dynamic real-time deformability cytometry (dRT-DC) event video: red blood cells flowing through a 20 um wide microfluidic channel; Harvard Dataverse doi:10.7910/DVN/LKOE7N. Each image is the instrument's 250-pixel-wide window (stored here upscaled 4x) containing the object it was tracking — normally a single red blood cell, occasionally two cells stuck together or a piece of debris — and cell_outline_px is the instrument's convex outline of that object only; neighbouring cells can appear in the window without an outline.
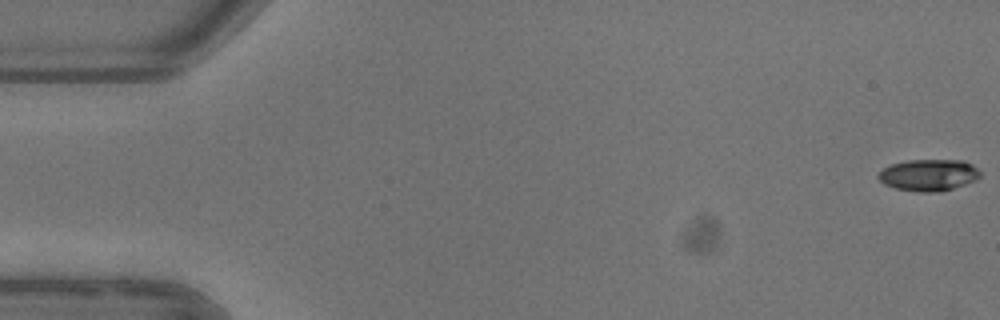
{"species": "common noctule bat (a hibernating species)", "species_latin": "Nyctalus noctula", "temperature_condition": "warm", "stored_images_in_passage": 5, "camera_frame_rate_fps": 3000, "um_per_image_px": 0.085, "animal": {"sex": "female"}, "frame": {"image": 1, "passage_image": 1, "time_ms": 0.0, "image_size_px": [1000, 320], "cell_outline_px": [[980, 176], [976, 180], [940, 192], [920, 192], [896, 188], [884, 184], [876, 176], [884, 168], [892, 164], [908, 160], [964, 160], [972, 164], [980, 172]], "centroid_in_image_um": [78.94, 14.87], "position_along_channel_um": 6.1, "area_um2": 18.67}}
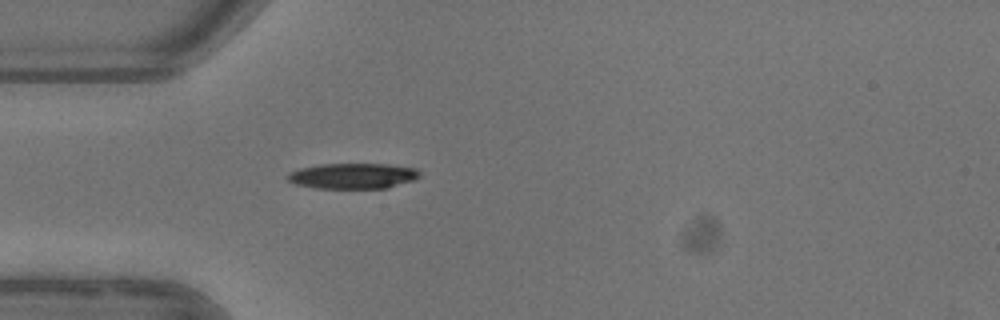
{"frame": {"image": 2, "passage_image": 5, "time_ms": 5.0, "image_size_px": [1000, 320], "cell_outline_px": [[420, 176], [416, 180], [388, 188], [316, 188], [296, 184], [288, 180], [288, 172], [300, 168], [320, 164], [388, 164], [416, 168], [420, 172]], "centroid_in_image_um": [30.04, 14.95], "position_along_channel_um": 55.0, "area_um2": 19.77}}